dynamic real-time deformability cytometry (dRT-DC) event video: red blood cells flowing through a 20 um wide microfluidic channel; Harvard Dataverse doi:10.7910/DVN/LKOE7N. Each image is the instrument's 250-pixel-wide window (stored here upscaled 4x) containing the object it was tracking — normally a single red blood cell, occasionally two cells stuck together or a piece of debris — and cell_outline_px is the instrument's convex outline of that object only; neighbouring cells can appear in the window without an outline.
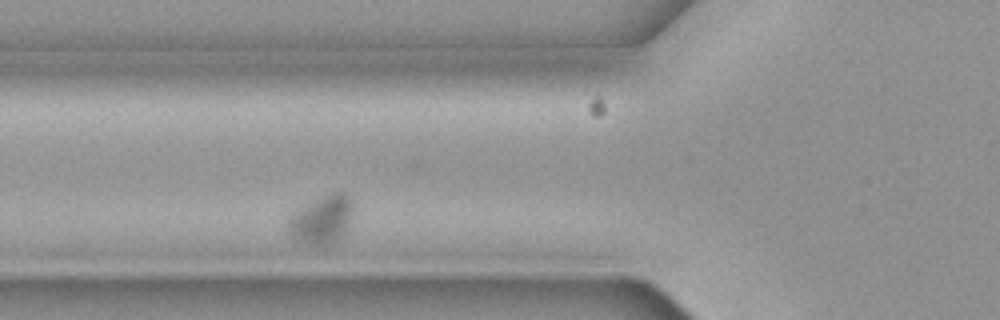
{"species": "common noctule bat (a hibernating species)", "species_latin": "Nyctalus noctula", "temperature_condition": "cold", "stored_images_in_passage": 2, "camera_frame_rate_fps": 3000, "um_per_image_px": 0.085, "animal": {"sex": "female", "body_mass_g": 19.3, "forearm_length_mm": 54.1}, "frame": {"image": 1, "passage_image": 2, "time_ms": 0.333, "image_size_px": [1000, 320], "cell_outline_px": [[352, 224], [332, 244], [300, 244], [292, 240], [288, 236], [288, 220], [292, 212], [332, 192], [344, 192], [352, 200]], "centroid_in_image_um": [27.33, 18.7], "position_along_channel_um": 98.5, "area_um2": 18.5}}